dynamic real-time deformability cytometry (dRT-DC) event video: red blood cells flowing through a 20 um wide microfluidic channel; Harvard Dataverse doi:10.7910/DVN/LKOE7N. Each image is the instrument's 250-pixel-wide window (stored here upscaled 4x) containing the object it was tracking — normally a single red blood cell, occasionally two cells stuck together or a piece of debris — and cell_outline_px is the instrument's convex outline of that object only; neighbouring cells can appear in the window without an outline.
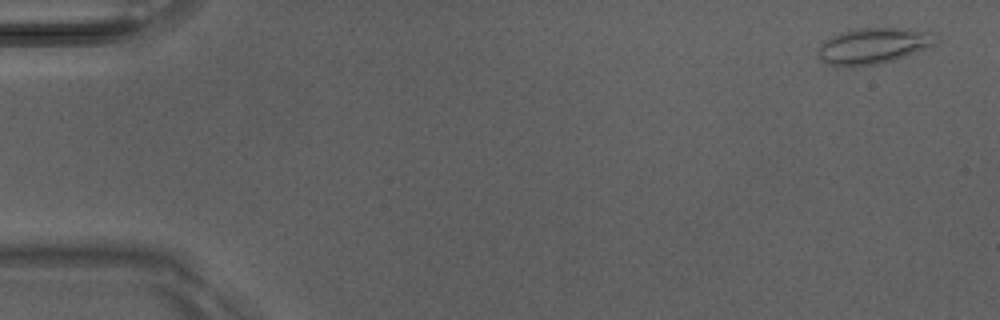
{"species": "Egyptian fruit bat (a non-hibernating species)", "species_latin": "Rousettus aegyptiacus", "temperature_condition": "room temperature", "stored_images_in_passage": 5, "camera_frame_rate_fps": 3000, "um_per_image_px": 0.085, "animal": {"sex": "male"}, "frame": {"image": 1, "passage_image": 1, "time_ms": 0.0, "image_size_px": [1000, 320], "cell_outline_px": [[940, 40], [924, 48], [904, 56], [880, 64], [828, 64], [820, 60], [816, 52], [820, 44], [824, 40], [832, 36], [856, 28], [908, 28], [936, 32]], "centroid_in_image_um": [74.27, 3.85], "position_along_channel_um": 10.7, "area_um2": 24.28}}